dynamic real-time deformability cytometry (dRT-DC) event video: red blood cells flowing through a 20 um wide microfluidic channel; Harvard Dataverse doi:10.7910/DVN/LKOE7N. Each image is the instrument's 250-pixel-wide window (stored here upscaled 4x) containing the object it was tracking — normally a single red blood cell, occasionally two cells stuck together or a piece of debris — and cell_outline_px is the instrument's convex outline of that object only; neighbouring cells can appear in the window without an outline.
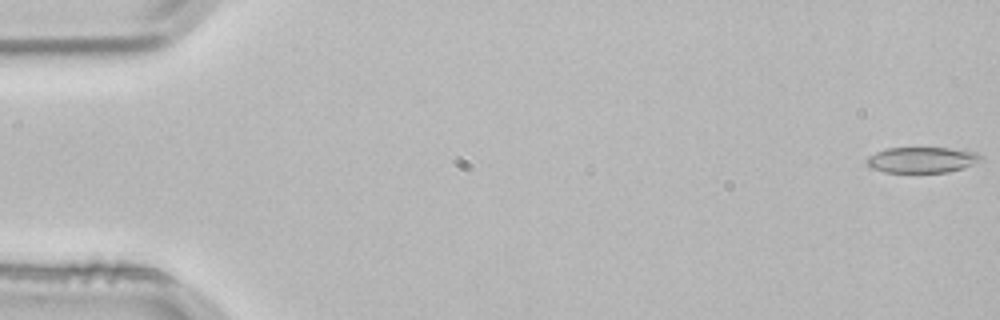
{"species": "common noctule bat (a hibernating species)", "species_latin": "Nyctalus noctula", "temperature_condition": "room temperature", "stored_images_in_passage": 4, "camera_frame_rate_fps": 3000, "um_per_image_px": 0.085, "animal": {"sex": "male", "body_mass_g": 21.5, "forearm_length_mm": 52.0}, "frame": {"image": 1, "passage_image": 1, "time_ms": 0.0, "image_size_px": [1000, 320], "cell_outline_px": [[984, 160], [964, 168], [948, 172], [884, 172], [872, 168], [868, 164], [868, 156], [876, 152], [888, 148], [948, 148], [976, 152]], "centroid_in_image_um": [78.4, 13.59], "position_along_channel_um": 6.6, "area_um2": 16.99}}
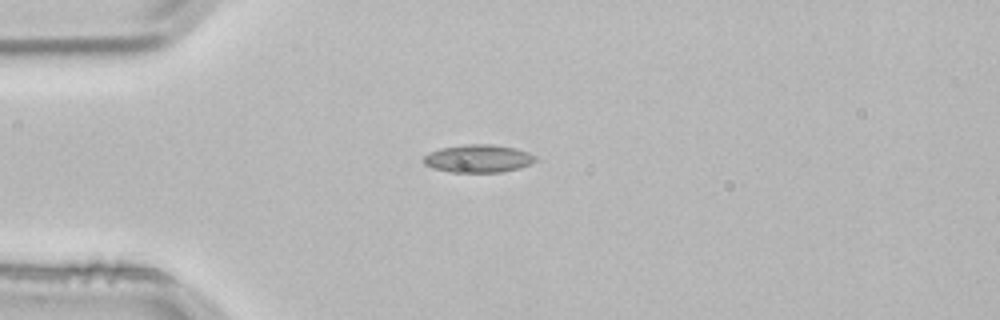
{"frame": {"image": 2, "passage_image": 4, "time_ms": 1.0, "image_size_px": [1000, 320], "cell_outline_px": [[536, 160], [520, 168], [500, 172], [448, 172], [432, 168], [424, 164], [420, 160], [424, 156], [440, 148], [468, 144], [492, 144], [516, 148], [528, 152], [536, 156]], "centroid_in_image_um": [40.62, 13.48], "position_along_channel_um": 44.4, "area_um2": 18.21}}